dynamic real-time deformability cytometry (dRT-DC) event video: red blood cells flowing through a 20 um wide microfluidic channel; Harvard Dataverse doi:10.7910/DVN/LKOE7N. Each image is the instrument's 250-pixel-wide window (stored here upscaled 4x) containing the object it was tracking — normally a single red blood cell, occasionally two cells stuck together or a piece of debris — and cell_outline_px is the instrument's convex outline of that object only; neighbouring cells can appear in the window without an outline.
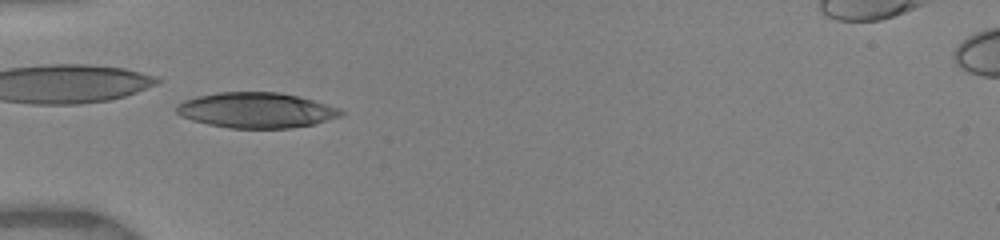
{"species": "human", "species_latin": "Homo sapiens", "temperature_condition": "warm", "stored_images_in_passage": 9, "camera_frame_rate_fps": 3000, "um_per_image_px": 0.085, "donor": {"sex": "female"}, "frame": {"image": 1, "passage_image": 8, "time_ms": 5.0, "image_size_px": [1000, 240], "cell_outline_px": [[344, 112], [340, 116], [312, 124], [292, 128], [228, 128], [208, 124], [192, 120], [180, 116], [176, 112], [176, 104], [184, 100], [196, 96], [220, 92], [280, 92], [312, 100], [340, 108]], "centroid_in_image_um": [21.73, 9.37], "position_along_channel_um": 63.3, "area_um2": 33.81}}